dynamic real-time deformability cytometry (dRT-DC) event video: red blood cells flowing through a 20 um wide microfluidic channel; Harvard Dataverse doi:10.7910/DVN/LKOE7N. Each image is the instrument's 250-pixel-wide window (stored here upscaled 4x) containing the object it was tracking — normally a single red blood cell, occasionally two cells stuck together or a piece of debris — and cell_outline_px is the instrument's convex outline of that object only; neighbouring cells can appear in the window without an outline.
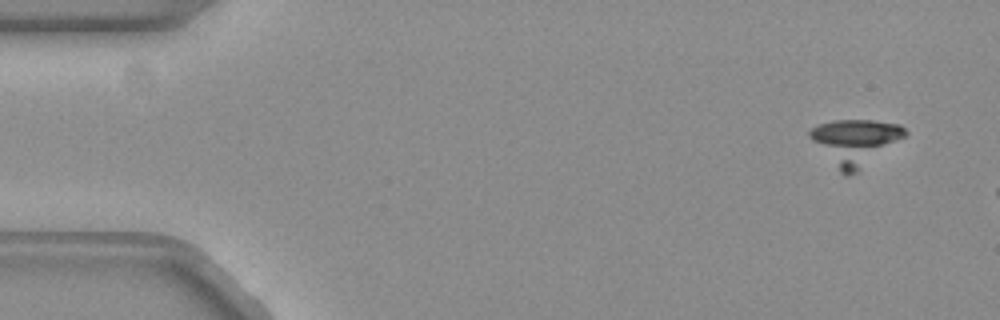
{"species": "common noctule bat (a hibernating species)", "species_latin": "Nyctalus noctula", "temperature_condition": "warm", "stored_images_in_passage": 11, "camera_frame_rate_fps": 3000, "um_per_image_px": 0.085, "animal": {"sex": "female", "body_mass_g": 19.3, "forearm_length_mm": 54.1}, "frame": {"image": 1, "passage_image": 5, "time_ms": 1.333, "image_size_px": [1000, 320], "cell_outline_px": [[908, 132], [904, 136], [856, 172], [848, 176], [844, 176], [840, 172], [808, 136], [808, 132], [812, 128], [820, 124], [832, 120], [872, 120], [900, 124]], "centroid_in_image_um": [72.66, 12.04], "position_along_channel_um": 12.3, "area_um2": 24.68}}